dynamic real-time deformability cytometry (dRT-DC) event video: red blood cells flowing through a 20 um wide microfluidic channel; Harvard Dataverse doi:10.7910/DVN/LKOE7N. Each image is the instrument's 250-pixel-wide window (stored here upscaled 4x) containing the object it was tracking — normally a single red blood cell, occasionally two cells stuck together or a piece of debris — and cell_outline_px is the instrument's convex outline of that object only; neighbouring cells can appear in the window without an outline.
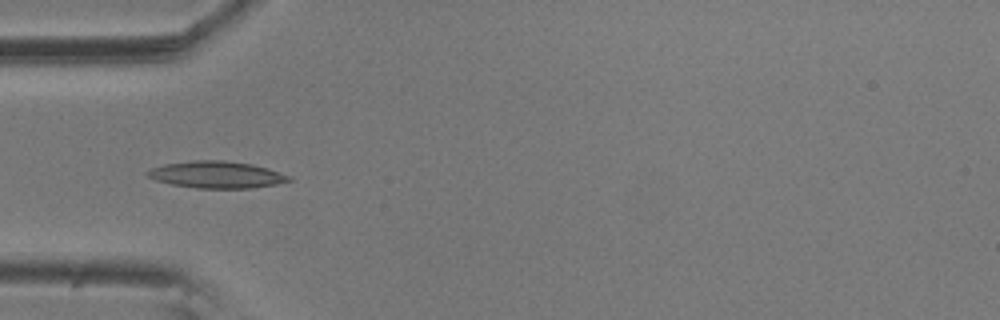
{"species": "common noctule bat (a hibernating species)", "species_latin": "Nyctalus noctula", "temperature_condition": "room temperature", "stored_images_in_passage": 6, "camera_frame_rate_fps": 3000, "um_per_image_px": 0.085, "animal": {"sex": "male", "body_mass_g": 20.5, "forearm_length_mm": 52.5}, "frame": {"image": 1, "passage_image": 5, "time_ms": 1.333, "image_size_px": [1000, 320], "cell_outline_px": [[292, 180], [276, 184], [252, 188], [196, 188], [172, 184], [156, 180], [148, 176], [144, 172], [152, 168], [164, 164], [192, 160], [224, 160], [252, 164], [292, 176]], "centroid_in_image_um": [18.41, 14.84], "position_along_channel_um": 66.6, "area_um2": 22.08}}
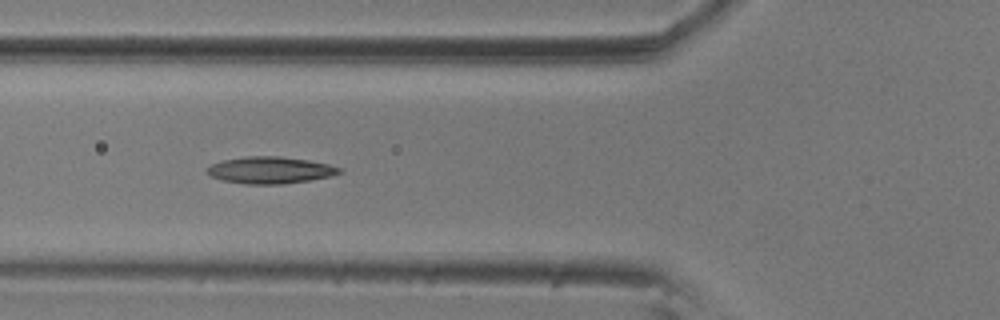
{"frame": {"image": 2, "passage_image": 6, "time_ms": 1.667, "image_size_px": [1000, 320], "cell_outline_px": [[344, 172], [332, 176], [284, 184], [244, 184], [224, 180], [212, 176], [208, 172], [208, 168], [212, 164], [224, 160], [244, 156], [280, 156], [308, 160], [328, 164], [340, 168]], "centroid_in_image_um": [23.01, 14.46], "position_along_channel_um": 102.8, "area_um2": 20.52}}